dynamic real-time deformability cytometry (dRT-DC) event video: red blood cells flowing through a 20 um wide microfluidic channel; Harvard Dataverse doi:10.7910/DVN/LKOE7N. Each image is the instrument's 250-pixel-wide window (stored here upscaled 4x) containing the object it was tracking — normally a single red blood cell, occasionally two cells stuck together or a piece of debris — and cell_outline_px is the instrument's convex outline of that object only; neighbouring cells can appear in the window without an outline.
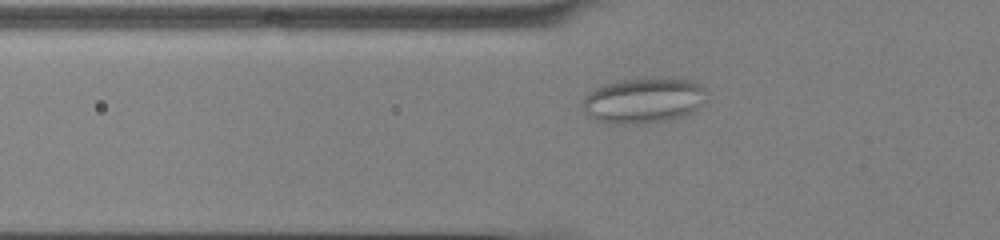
{"species": "common noctule bat (a hibernating species)", "species_latin": "Nyctalus noctula", "temperature_condition": "cold", "stored_images_in_passage": 4, "camera_frame_rate_fps": 3000, "um_per_image_px": 0.085, "animal": {"sex": "male", "body_mass_g": 13.0, "forearm_length_mm": 53.1}, "frame": {"image": 1, "passage_image": 2, "time_ms": 0.333, "image_size_px": [1000, 240], "cell_outline_px": [[708, 100], [700, 108], [692, 112], [668, 120], [644, 124], [608, 124], [596, 120], [588, 116], [584, 112], [580, 104], [584, 96], [588, 92], [604, 84], [616, 80], [652, 76], [668, 76], [688, 80], [700, 84], [704, 88]], "centroid_in_image_um": [54.7, 8.51], "position_along_channel_um": 71.1, "area_um2": 34.16}}